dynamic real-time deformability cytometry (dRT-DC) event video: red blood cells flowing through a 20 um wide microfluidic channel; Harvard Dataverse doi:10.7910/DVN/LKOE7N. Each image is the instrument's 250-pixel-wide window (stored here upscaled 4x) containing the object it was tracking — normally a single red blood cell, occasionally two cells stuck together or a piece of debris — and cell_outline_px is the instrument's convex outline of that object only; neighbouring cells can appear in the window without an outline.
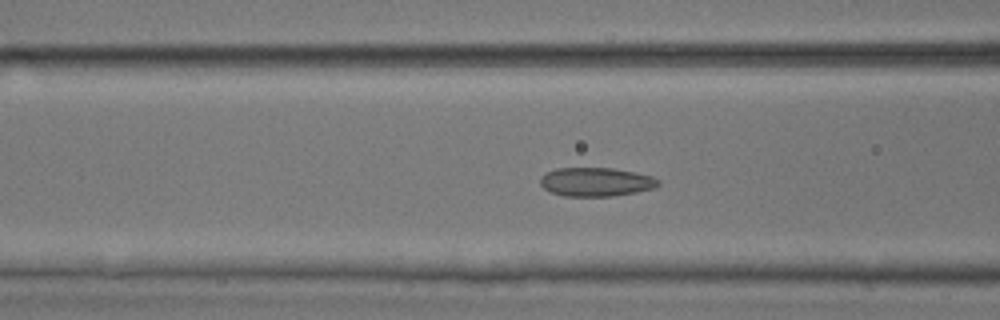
{"species": "common noctule bat (a hibernating species)", "species_latin": "Nyctalus noctula", "temperature_condition": "room temperature", "stored_images_in_passage": 50, "camera_frame_rate_fps": 3000, "um_per_image_px": 0.085, "animal": {"sex": "male", "body_mass_g": 17.9, "forearm_length_mm": 54.2}, "frame": {"image": 1, "passage_image": 20, "time_ms": 6.333, "image_size_px": [1000, 320], "cell_outline_px": [[660, 184], [652, 188], [636, 192], [612, 196], [564, 196], [552, 192], [544, 188], [540, 184], [540, 176], [544, 172], [556, 168], [612, 168], [636, 172], [652, 176], [660, 180]], "centroid_in_image_um": [50.64, 15.45], "position_along_channel_um": 116.0, "area_um2": 19.88}}
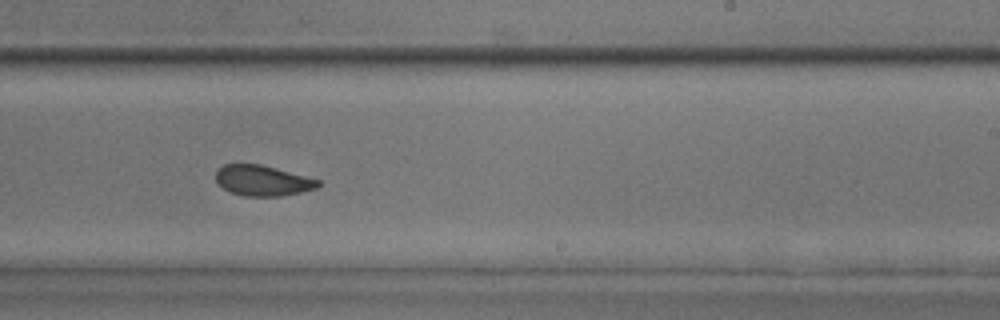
{"frame": {"image": 2, "passage_image": 31, "time_ms": 10.0, "image_size_px": [1000, 320], "cell_outline_px": [[320, 184], [316, 188], [300, 192], [280, 196], [244, 196], [232, 192], [224, 188], [216, 180], [216, 172], [224, 164], [260, 164], [320, 180]], "centroid_in_image_um": [22.32, 15.35], "position_along_channel_um": 266.7, "area_um2": 17.86}}
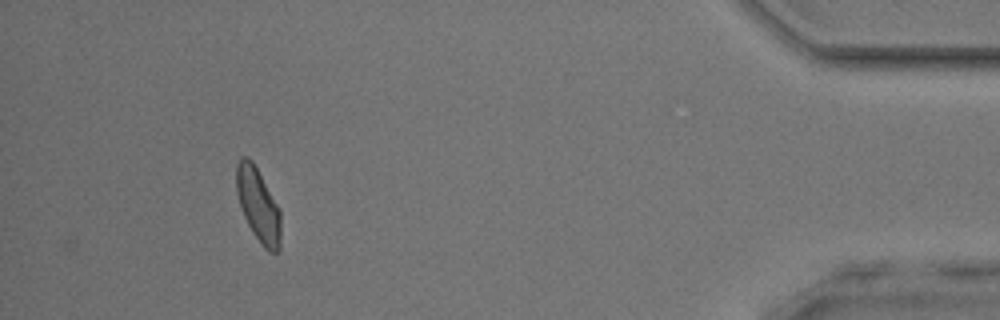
{"frame": {"image": 3, "passage_image": 46, "time_ms": 15.0, "image_size_px": [1000, 320], "cell_outline_px": [[280, 248], [276, 252], [268, 252], [260, 244], [252, 232], [244, 216], [236, 192], [236, 164], [240, 156], [248, 156], [252, 160], [280, 208]], "centroid_in_image_um": [21.94, 17.41], "position_along_channel_um": 413.3, "area_um2": 19.19}, "authors_computed_cell_mechanics": {"area_um2": 19.2474, "velocity_mm_per_s": 4.1307, "shape_relaxation_time_tau1_ms": null, "shape_relaxation_time_tau2_ms": 1.5033, "deformation_change_tau1": null, "deformation_change_tau2": 0.081}}